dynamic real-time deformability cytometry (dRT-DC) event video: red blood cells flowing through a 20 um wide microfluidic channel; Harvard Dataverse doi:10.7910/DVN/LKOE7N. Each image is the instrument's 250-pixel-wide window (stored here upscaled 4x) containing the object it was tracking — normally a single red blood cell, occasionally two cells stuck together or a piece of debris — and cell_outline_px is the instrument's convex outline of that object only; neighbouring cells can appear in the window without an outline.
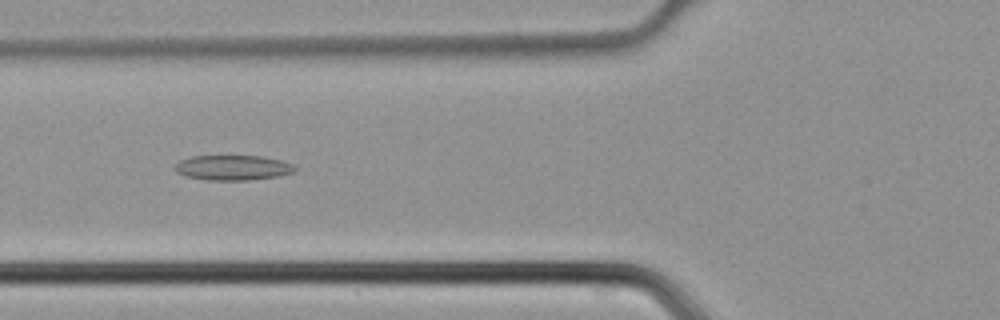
{"species": "common noctule bat (a hibernating species)", "species_latin": "Nyctalus noctula", "temperature_condition": "cold", "stored_images_in_passage": 34, "camera_frame_rate_fps": 3000, "um_per_image_px": 0.085, "animal": {"sex": "male", "body_mass_g": 21.5, "forearm_length_mm": 52.0}, "frame": {"image": 1, "passage_image": 6, "time_ms": 1.667, "image_size_px": [1000, 320], "cell_outline_px": [[296, 168], [292, 172], [280, 176], [248, 180], [204, 180], [184, 176], [176, 172], [176, 164], [180, 160], [192, 156], [264, 156], [280, 160], [292, 164]], "centroid_in_image_um": [19.77, 14.25], "position_along_channel_um": 106.0, "area_um2": 17.51}}
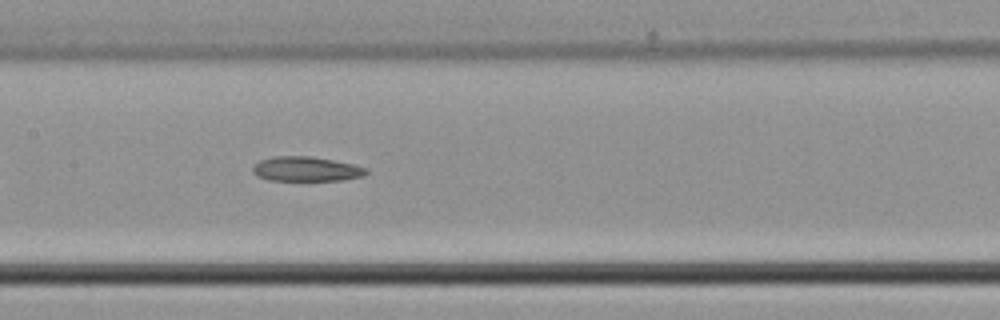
{"frame": {"image": 2, "passage_image": 11, "time_ms": 3.333, "image_size_px": [1000, 320], "cell_outline_px": [[368, 172], [364, 176], [344, 180], [268, 180], [256, 176], [252, 172], [252, 168], [260, 160], [272, 156], [308, 156], [332, 160], [352, 164], [368, 168]], "centroid_in_image_um": [26.02, 14.37], "position_along_channel_um": 181.4, "area_um2": 16.3}}
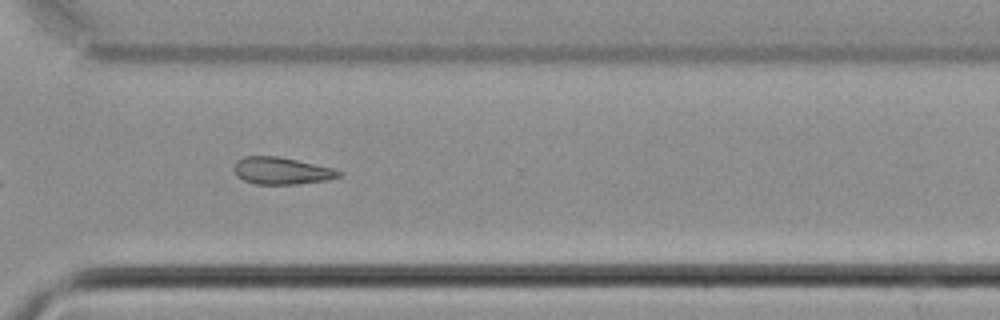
{"frame": {"image": 3, "passage_image": 22, "time_ms": 7.0, "image_size_px": [1000, 320], "cell_outline_px": [[344, 176], [328, 180], [296, 184], [256, 184], [244, 180], [236, 176], [236, 160], [244, 156], [276, 156], [296, 160], [332, 168], [344, 172]], "centroid_in_image_um": [23.98, 14.52], "position_along_channel_um": 346.6, "area_um2": 16.47}}